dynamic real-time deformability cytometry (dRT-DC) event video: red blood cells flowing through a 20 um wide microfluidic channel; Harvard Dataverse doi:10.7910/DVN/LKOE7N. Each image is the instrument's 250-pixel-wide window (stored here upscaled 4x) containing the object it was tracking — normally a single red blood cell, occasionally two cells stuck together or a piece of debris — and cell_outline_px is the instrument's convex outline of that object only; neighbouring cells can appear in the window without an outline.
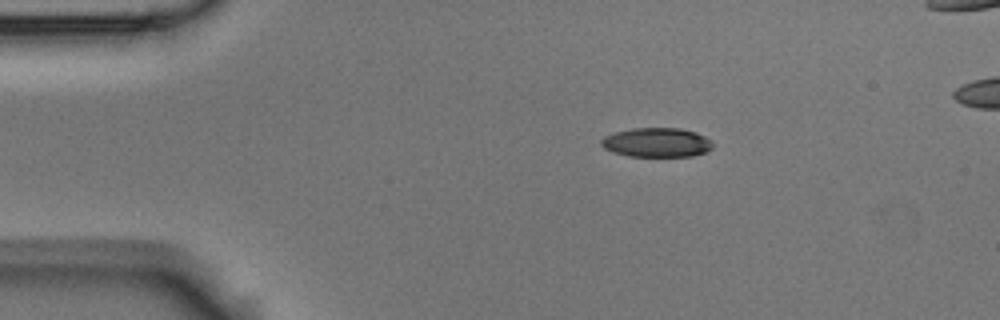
{"species": "Egyptian fruit bat (a non-hibernating species)", "species_latin": "Rousettus aegyptiacus", "temperature_condition": "room temperature", "stored_images_in_passage": 4, "camera_frame_rate_fps": 3000, "um_per_image_px": 0.085, "animal": {"sex": "male"}, "frame": {"image": 1, "passage_image": 1, "time_ms": 0.0, "image_size_px": [1000, 320], "cell_outline_px": [[712, 148], [704, 152], [692, 156], [628, 156], [612, 152], [604, 148], [600, 144], [600, 140], [604, 136], [616, 132], [632, 128], [680, 128], [696, 132], [704, 136], [712, 144]], "centroid_in_image_um": [55.78, 12.11], "position_along_channel_um": 29.2, "area_um2": 18.96}}